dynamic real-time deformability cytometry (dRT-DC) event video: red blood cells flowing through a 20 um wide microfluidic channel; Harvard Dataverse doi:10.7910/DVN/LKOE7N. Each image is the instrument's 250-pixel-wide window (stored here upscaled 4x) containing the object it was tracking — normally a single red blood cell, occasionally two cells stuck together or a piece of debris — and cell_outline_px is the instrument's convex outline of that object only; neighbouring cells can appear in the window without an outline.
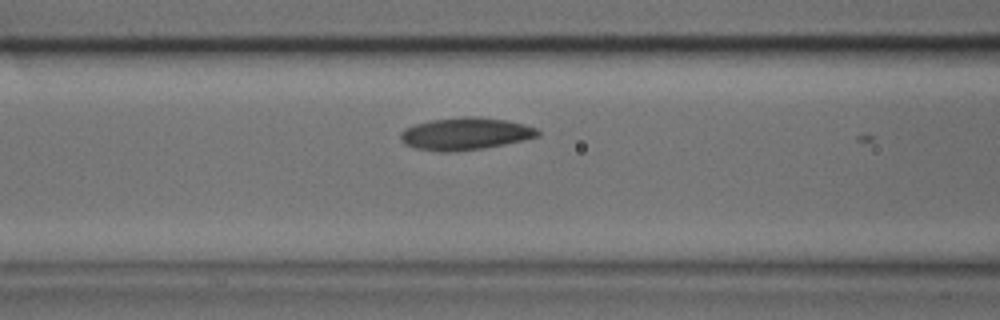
{"species": "common noctule bat (a hibernating species)", "species_latin": "Nyctalus noctula", "temperature_condition": "cold", "stored_images_in_passage": 6, "camera_frame_rate_fps": 3000, "um_per_image_px": 0.085, "animal": {"sex": "male", "body_mass_g": 17.9, "forearm_length_mm": 54.2}, "frame": {"image": 1, "passage_image": 3, "time_ms": 0.667, "image_size_px": [1000, 320], "cell_outline_px": [[540, 136], [504, 144], [484, 148], [452, 152], [440, 152], [412, 148], [404, 144], [400, 140], [400, 132], [404, 128], [428, 120], [468, 116], [480, 116], [504, 120], [524, 124], [536, 128], [540, 132]], "centroid_in_image_um": [39.5, 11.37], "position_along_channel_um": 127.1, "area_um2": 26.07}}